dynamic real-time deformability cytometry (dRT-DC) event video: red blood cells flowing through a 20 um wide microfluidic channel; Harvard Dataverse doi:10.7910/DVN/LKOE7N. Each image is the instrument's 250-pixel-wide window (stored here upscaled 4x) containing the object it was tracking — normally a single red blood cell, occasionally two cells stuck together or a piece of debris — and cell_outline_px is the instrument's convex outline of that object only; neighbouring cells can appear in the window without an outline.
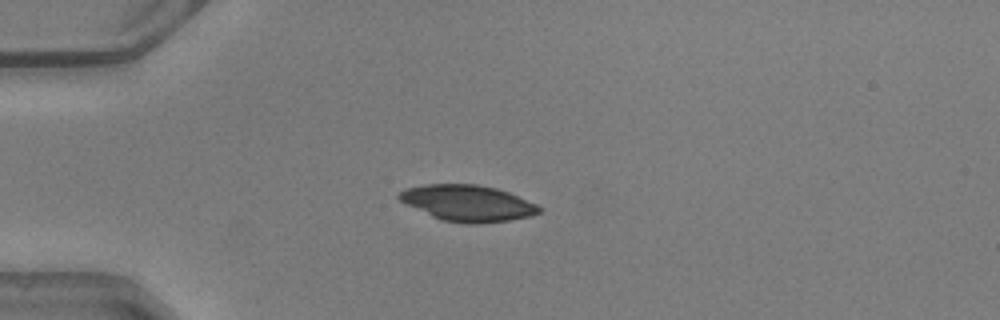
{"species": "common noctule bat (a hibernating species)", "species_latin": "Nyctalus noctula", "temperature_condition": "warm", "stored_images_in_passage": 27, "camera_frame_rate_fps": 3000, "um_per_image_px": 0.085, "animal": {"sex": "male", "body_mass_g": 20.5, "forearm_length_mm": 52.5}, "frame": {"image": 1, "passage_image": 1, "time_ms": 0.0, "image_size_px": [1000, 320], "cell_outline_px": [[544, 208], [540, 212], [532, 216], [508, 220], [476, 224], [468, 224], [440, 220], [400, 200], [396, 196], [404, 188], [424, 184], [476, 184], [496, 188], [508, 192], [536, 204]], "centroid_in_image_um": [39.76, 17.26], "position_along_channel_um": 45.2, "area_um2": 29.42}}
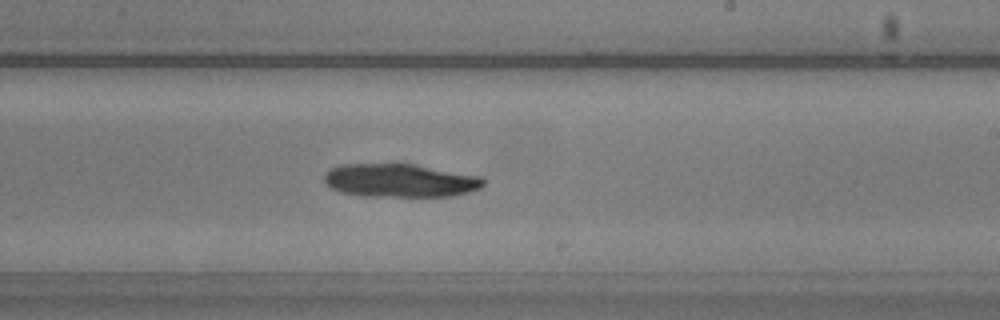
{"frame": {"image": 2, "passage_image": 18, "time_ms": 5.667, "image_size_px": [1000, 320], "cell_outline_px": [[484, 184], [480, 188], [468, 192], [452, 196], [364, 196], [340, 192], [332, 188], [324, 180], [324, 176], [332, 168], [340, 164], [412, 164], [484, 176]], "centroid_in_image_um": [34.04, 15.34], "position_along_channel_um": 255.0, "area_um2": 30.87}}
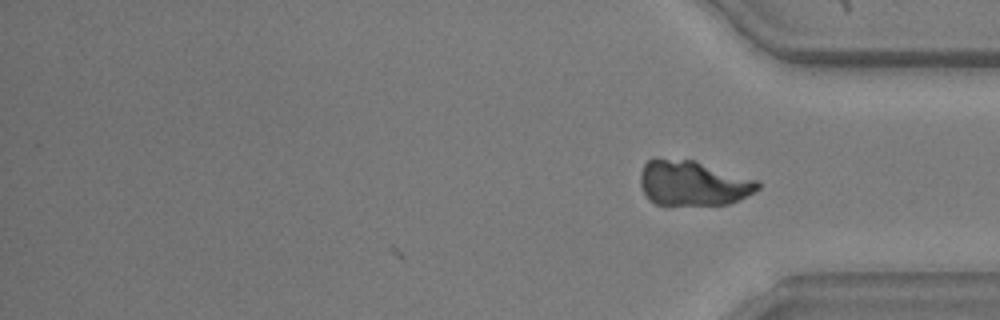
{"frame": {"image": 3, "passage_image": 27, "time_ms": 8.667, "image_size_px": [1000, 320], "cell_outline_px": [[760, 188], [728, 204], [668, 208], [656, 204], [648, 200], [640, 184], [640, 172], [644, 164], [648, 160], [656, 156], [696, 160], [756, 180], [760, 184]], "centroid_in_image_um": [58.8, 15.58], "position_along_channel_um": 376.4, "area_um2": 31.96}}